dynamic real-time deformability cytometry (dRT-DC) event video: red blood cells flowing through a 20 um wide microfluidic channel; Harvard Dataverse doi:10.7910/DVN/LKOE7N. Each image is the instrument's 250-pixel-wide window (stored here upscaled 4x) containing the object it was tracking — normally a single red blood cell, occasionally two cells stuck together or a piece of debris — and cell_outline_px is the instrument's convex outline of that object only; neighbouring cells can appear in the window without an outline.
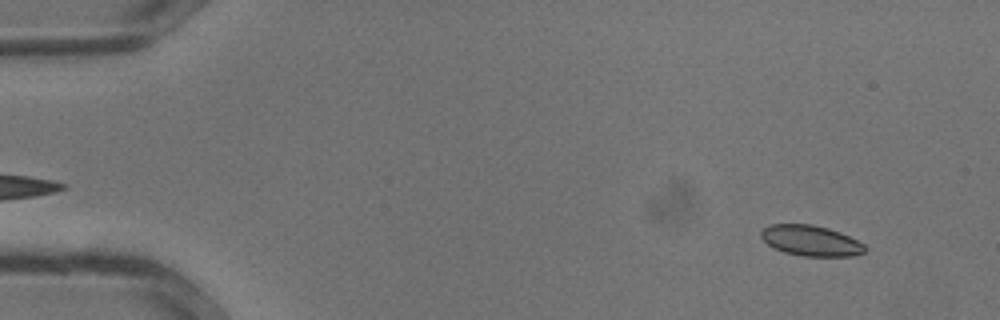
{"species": "common noctule bat (a hibernating species)", "species_latin": "Nyctalus noctula", "temperature_condition": "warm", "stored_images_in_passage": 34, "camera_frame_rate_fps": 3000, "um_per_image_px": 0.085, "animal": {"sex": "male", "body_mass_g": 13.3}, "frame": {"image": 1, "passage_image": 3, "time_ms": 0.667, "image_size_px": [1000, 320], "cell_outline_px": [[864, 252], [852, 256], [800, 256], [784, 252], [768, 244], [760, 236], [760, 232], [764, 228], [772, 224], [812, 224], [828, 228], [840, 232], [864, 244]], "centroid_in_image_um": [68.9, 20.45], "position_along_channel_um": 16.1, "area_um2": 18.32}}
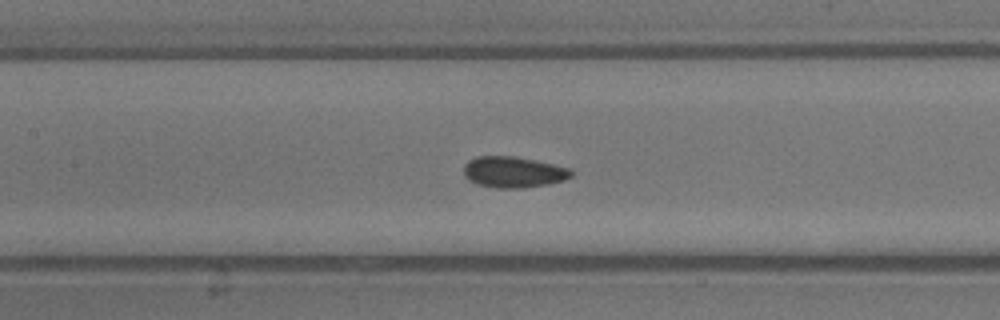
{"frame": {"image": 2, "passage_image": 16, "time_ms": 5.0, "image_size_px": [1000, 320], "cell_outline_px": [[572, 176], [564, 180], [548, 184], [524, 188], [496, 188], [480, 184], [468, 180], [464, 176], [464, 164], [468, 160], [476, 156], [516, 156], [536, 160], [572, 168]], "centroid_in_image_um": [43.65, 14.61], "position_along_channel_um": 163.7, "area_um2": 19.65}}
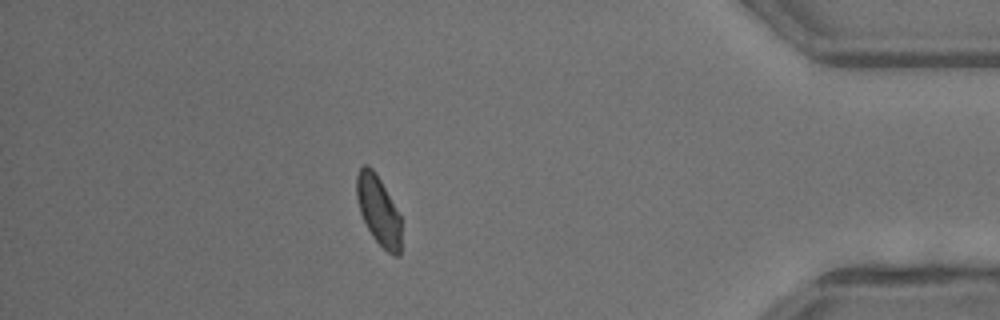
{"frame": {"image": 3, "passage_image": 30, "time_ms": 9.667, "image_size_px": [1000, 320], "cell_outline_px": [[400, 256], [392, 256], [372, 236], [360, 212], [356, 196], [356, 176], [360, 168], [364, 164], [368, 164], [372, 168], [380, 180], [400, 216]], "centroid_in_image_um": [32.15, 17.87], "position_along_channel_um": 403.1, "area_um2": 17.69}}